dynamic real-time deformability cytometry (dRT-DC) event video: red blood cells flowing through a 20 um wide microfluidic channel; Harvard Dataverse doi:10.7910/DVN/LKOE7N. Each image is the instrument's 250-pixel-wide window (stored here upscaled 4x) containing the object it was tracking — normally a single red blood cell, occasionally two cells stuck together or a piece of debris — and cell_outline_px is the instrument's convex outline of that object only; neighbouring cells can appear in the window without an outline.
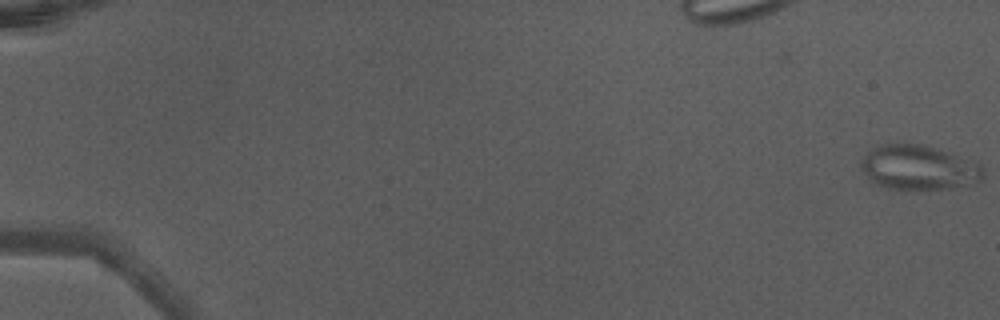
{"species": "Egyptian fruit bat (a non-hibernating species)", "species_latin": "Rousettus aegyptiacus", "temperature_condition": "warm", "stored_images_in_passage": 49, "camera_frame_rate_fps": 3000, "um_per_image_px": 0.085, "animal": {"sex": "male"}, "frame": {"image": 1, "passage_image": 1, "time_ms": 0.0, "image_size_px": [1000, 320], "cell_outline_px": [[984, 176], [980, 180], [972, 184], [952, 188], [920, 192], [916, 192], [888, 188], [876, 184], [864, 172], [860, 164], [864, 156], [872, 148], [880, 144], [920, 144], [936, 148], [976, 160], [980, 164], [984, 172]], "centroid_in_image_um": [78.14, 14.28], "position_along_channel_um": 6.9, "area_um2": 32.48}, "authors_computed_cell_mechanics": {"area_um2": 23.987, "velocity_mm_per_s": 4.4106, "shape_relaxation_time_tau1_ms": null, "shape_relaxation_time_tau2_ms": 1.3923, "deformation_change_tau1": null, "deformation_change_tau2": 0.1014}}